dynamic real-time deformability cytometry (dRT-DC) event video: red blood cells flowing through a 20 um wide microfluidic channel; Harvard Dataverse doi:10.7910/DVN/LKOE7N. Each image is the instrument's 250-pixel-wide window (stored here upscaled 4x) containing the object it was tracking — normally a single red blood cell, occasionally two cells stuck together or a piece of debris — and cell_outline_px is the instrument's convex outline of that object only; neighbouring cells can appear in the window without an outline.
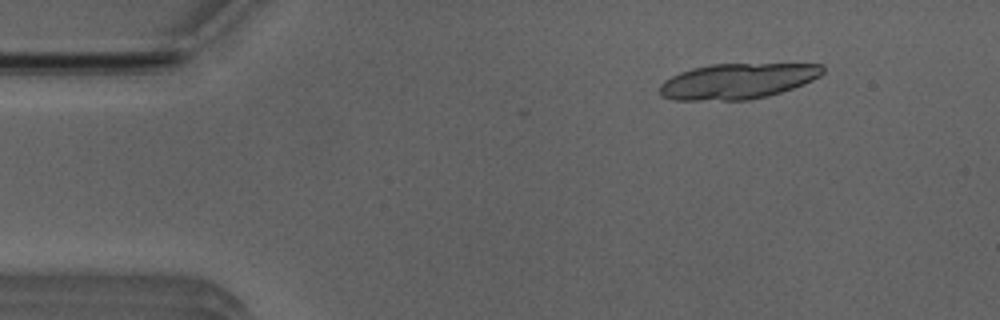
{"species": "Egyptian fruit bat (a non-hibernating species)", "species_latin": "Rousettus aegyptiacus", "temperature_condition": "room temperature", "stored_images_in_passage": 10, "camera_frame_rate_fps": 3000, "um_per_image_px": 0.085, "animal": {"sex": "male"}, "frame": {"image": 1, "passage_image": 6, "time_ms": 1.667, "image_size_px": [1000, 320], "cell_outline_px": [[824, 72], [820, 76], [804, 84], [768, 96], [748, 100], [672, 100], [660, 96], [660, 84], [664, 80], [680, 72], [692, 68], [712, 64], [824, 64]], "centroid_in_image_um": [62.68, 6.9], "position_along_channel_um": 22.3, "area_um2": 33.81}}